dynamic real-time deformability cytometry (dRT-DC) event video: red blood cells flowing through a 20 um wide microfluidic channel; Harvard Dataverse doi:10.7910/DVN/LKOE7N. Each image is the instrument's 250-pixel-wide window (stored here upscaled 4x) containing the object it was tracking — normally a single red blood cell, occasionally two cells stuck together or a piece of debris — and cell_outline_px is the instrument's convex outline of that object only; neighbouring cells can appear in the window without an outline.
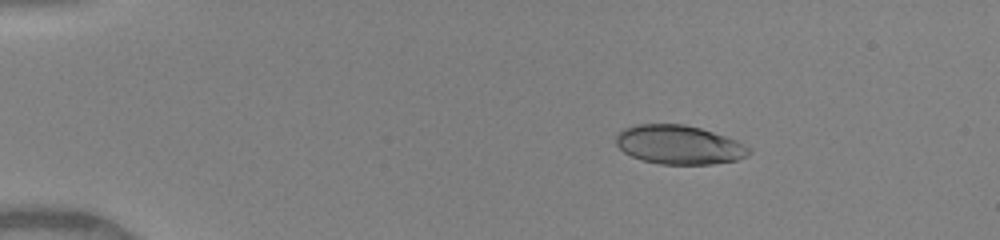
{"species": "human", "species_latin": "Homo sapiens", "temperature_condition": "warm", "stored_images_in_passage": 42, "camera_frame_rate_fps": 3000, "um_per_image_px": 0.085, "donor": {"sex": "female"}, "frame": {"image": 1, "passage_image": 1, "time_ms": 0.0, "image_size_px": [1000, 240], "cell_outline_px": [[752, 152], [736, 160], [712, 164], [660, 164], [644, 160], [632, 156], [624, 152], [616, 144], [616, 136], [624, 128], [636, 124], [684, 124], [700, 128], [736, 140], [752, 148]], "centroid_in_image_um": [57.72, 12.3], "position_along_channel_um": 27.3, "area_um2": 30.0}}
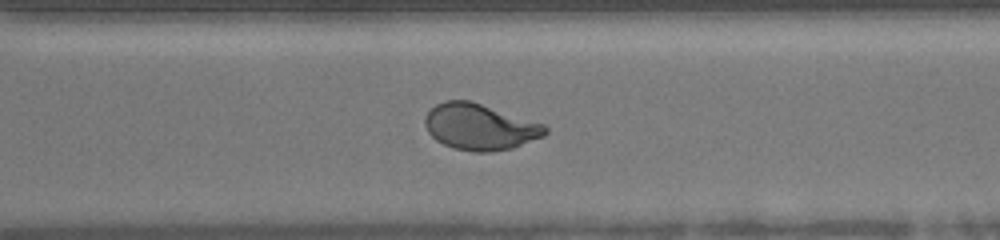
{"frame": {"image": 2, "passage_image": 29, "time_ms": 9.333, "image_size_px": [1000, 240], "cell_outline_px": [[548, 132], [544, 136], [512, 148], [492, 152], [472, 152], [452, 148], [436, 140], [428, 132], [424, 124], [424, 116], [436, 104], [444, 100], [472, 100], [544, 124], [548, 128]], "centroid_in_image_um": [40.78, 10.78], "position_along_channel_um": 329.8, "area_um2": 32.66}}
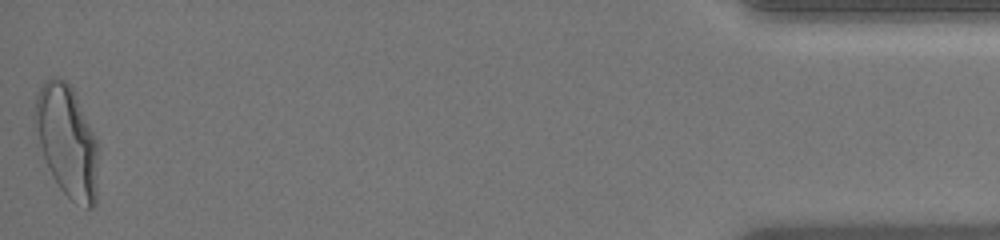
{"frame": {"image": 3, "passage_image": 42, "time_ms": 13.667, "image_size_px": [1000, 240], "cell_outline_px": [[96, 204], [92, 208], [88, 208], [72, 200], [60, 188], [52, 176], [48, 168], [40, 144], [32, 116], [36, 96], [44, 80], [52, 76], [60, 76], [72, 88], [76, 96], [96, 140]], "centroid_in_image_um": [5.65, 11.95], "position_along_channel_um": 429.5, "area_um2": 40.52}, "authors_computed_cell_mechanics": {"area_um2": 32.3391, "velocity_mm_per_s": 4.1412, "shape_relaxation_time_tau1_ms": 4.8847, "shape_relaxation_time_tau2_ms": null, "deformation_change_tau1": 0.1998, "deformation_change_tau2": null}}